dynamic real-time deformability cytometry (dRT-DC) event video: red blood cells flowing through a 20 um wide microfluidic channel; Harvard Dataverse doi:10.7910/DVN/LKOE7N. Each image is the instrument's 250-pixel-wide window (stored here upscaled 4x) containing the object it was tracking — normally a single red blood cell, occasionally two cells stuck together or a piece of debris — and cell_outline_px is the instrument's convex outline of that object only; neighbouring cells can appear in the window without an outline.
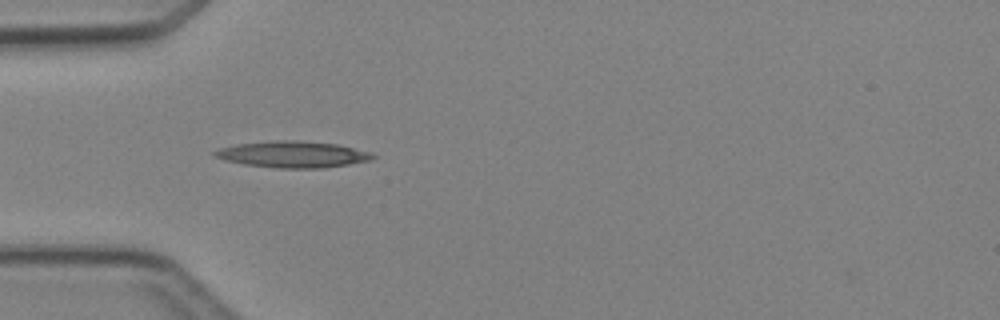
{"species": "Egyptian fruit bat (a non-hibernating species)", "species_latin": "Rousettus aegyptiacus", "temperature_condition": "cold", "stored_images_in_passage": 6, "camera_frame_rate_fps": 3000, "um_per_image_px": 0.085, "animal": {"sex": "female"}, "frame": {"image": 1, "passage_image": 5, "time_ms": 4.667, "image_size_px": [1000, 320], "cell_outline_px": [[376, 156], [372, 160], [324, 168], [280, 168], [244, 164], [224, 160], [212, 156], [212, 152], [220, 148], [236, 144], [276, 140], [296, 140], [336, 144], [368, 152]], "centroid_in_image_um": [24.83, 13.12], "position_along_channel_um": 60.2, "area_um2": 24.16}}
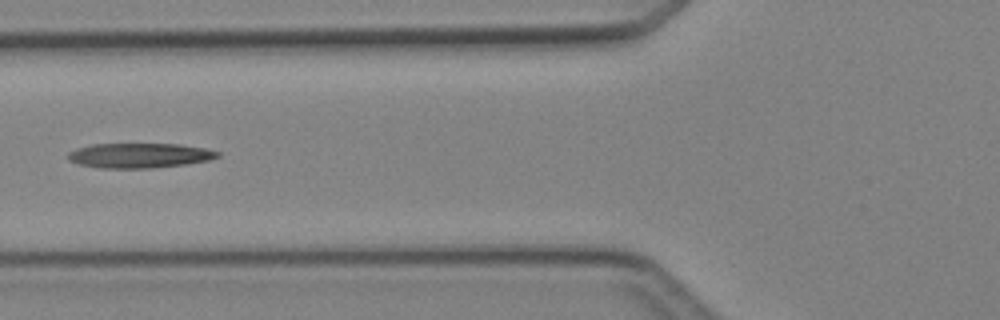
{"frame": {"image": 2, "passage_image": 6, "time_ms": 6.0, "image_size_px": [1000, 320], "cell_outline_px": [[220, 156], [208, 160], [184, 164], [148, 168], [100, 168], [80, 164], [68, 160], [68, 152], [76, 148], [92, 144], [180, 144], [208, 148], [220, 152]], "centroid_in_image_um": [11.86, 13.2], "position_along_channel_um": 113.9, "area_um2": 21.62}}